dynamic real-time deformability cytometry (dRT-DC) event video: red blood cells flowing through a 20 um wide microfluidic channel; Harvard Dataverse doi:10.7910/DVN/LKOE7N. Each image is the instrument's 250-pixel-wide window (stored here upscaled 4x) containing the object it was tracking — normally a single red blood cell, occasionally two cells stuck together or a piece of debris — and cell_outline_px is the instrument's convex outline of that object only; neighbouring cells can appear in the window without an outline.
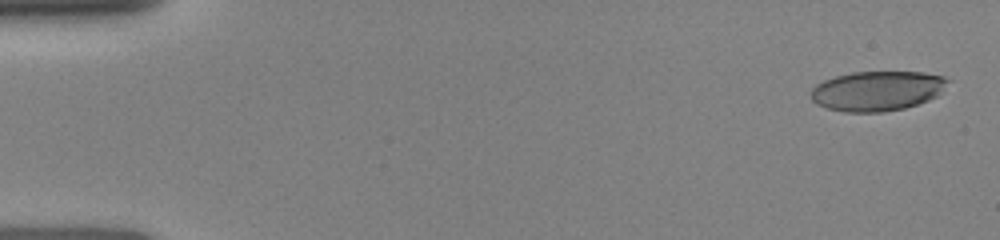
{"species": "human", "species_latin": "Homo sapiens", "temperature_condition": "room temperature", "stored_images_in_passage": 10, "camera_frame_rate_fps": 3000, "um_per_image_px": 0.085, "donor": {"sex": "female"}, "frame": {"image": 1, "passage_image": 1, "time_ms": 0.0, "image_size_px": [1000, 240], "cell_outline_px": [[952, 80], [936, 96], [928, 100], [904, 108], [884, 112], [844, 112], [828, 108], [816, 104], [812, 100], [812, 88], [816, 84], [824, 80], [836, 76], [852, 72], [924, 72], [944, 76]], "centroid_in_image_um": [74.58, 7.72], "position_along_channel_um": 10.4, "area_um2": 31.79}}
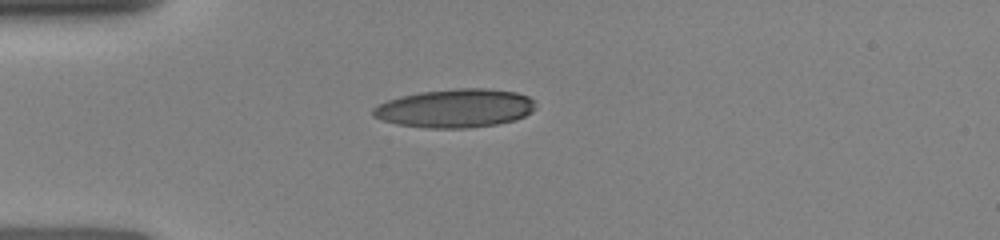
{"frame": {"image": 2, "passage_image": 9, "time_ms": 3.667, "image_size_px": [1000, 240], "cell_outline_px": [[536, 108], [532, 112], [516, 120], [496, 124], [468, 128], [428, 128], [396, 124], [380, 120], [372, 116], [372, 108], [388, 100], [400, 96], [420, 92], [456, 88], [488, 88], [516, 92], [528, 96], [536, 104]], "centroid_in_image_um": [38.69, 9.2], "position_along_channel_um": 46.3, "area_um2": 36.76}}